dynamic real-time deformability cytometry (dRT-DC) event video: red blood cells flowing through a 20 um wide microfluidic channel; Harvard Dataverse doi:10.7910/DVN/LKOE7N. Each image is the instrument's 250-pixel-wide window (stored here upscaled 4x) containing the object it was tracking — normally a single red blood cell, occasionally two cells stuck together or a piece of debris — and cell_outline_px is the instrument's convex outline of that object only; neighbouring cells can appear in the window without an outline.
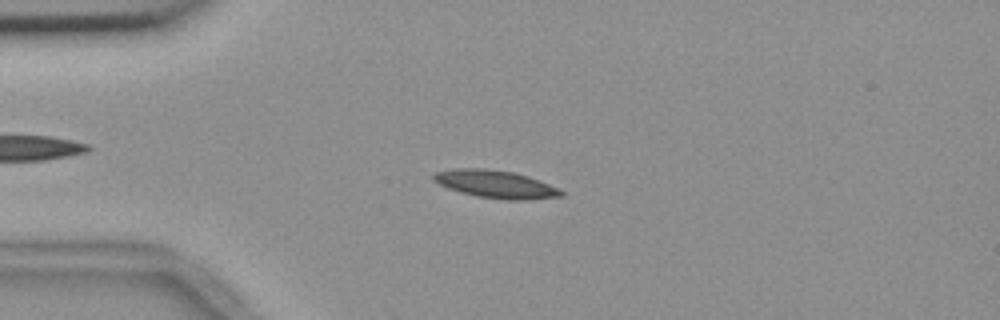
{"species": "common noctule bat (a hibernating species)", "species_latin": "Nyctalus noctula", "temperature_condition": "room temperature", "stored_images_in_passage": 55, "camera_frame_rate_fps": 3000, "um_per_image_px": 0.085, "animal": {"sex": "female", "body_mass_g": 18.4}, "frame": {"image": 1, "passage_image": 13, "time_ms": 4.0, "image_size_px": [1000, 320], "cell_outline_px": [[564, 196], [528, 200], [508, 200], [476, 196], [460, 192], [448, 188], [432, 180], [432, 176], [436, 172], [456, 168], [480, 168], [512, 172], [528, 176], [540, 180], [564, 192]], "centroid_in_image_um": [42.13, 15.66], "position_along_channel_um": 42.9, "area_um2": 20.52}}
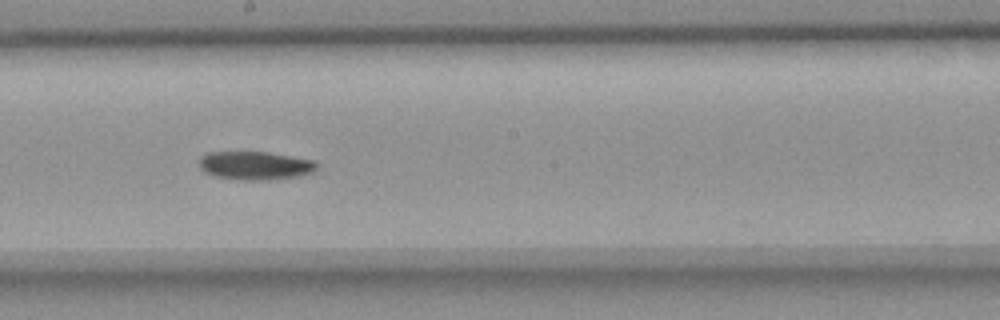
{"frame": {"image": 2, "passage_image": 30, "time_ms": 9.667, "image_size_px": [1000, 320], "cell_outline_px": [[320, 164], [312, 172], [296, 176], [272, 180], [240, 180], [216, 176], [204, 172], [200, 168], [200, 156], [208, 152], [268, 152], [316, 160]], "centroid_in_image_um": [21.71, 14.07], "position_along_channel_um": 226.5, "area_um2": 19.59}}
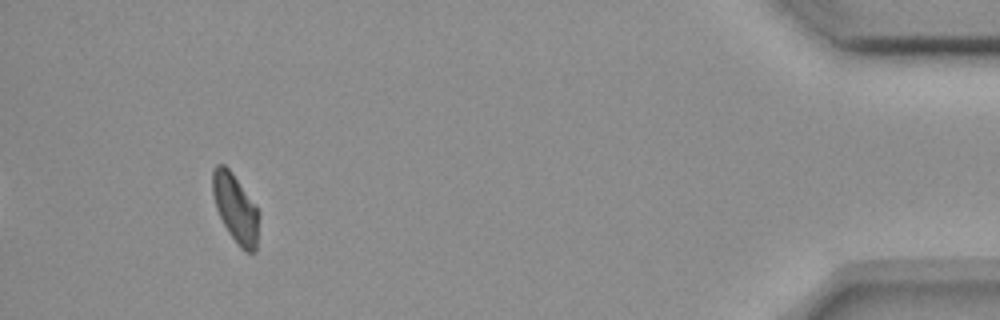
{"frame": {"image": 3, "passage_image": 51, "time_ms": 16.667, "image_size_px": [1000, 320], "cell_outline_px": [[260, 212], [256, 252], [244, 252], [240, 248], [228, 232], [216, 208], [212, 192], [212, 168], [216, 164], [224, 164], [232, 172]], "centroid_in_image_um": [20.02, 17.71], "position_along_channel_um": 415.2, "area_um2": 18.61}, "authors_computed_cell_mechanics": {"area_um2": 19.363, "velocity_mm_per_s": 3.6561, "shape_relaxation_time_tau1_ms": 5.0419, "shape_relaxation_time_tau2_ms": null, "deformation_change_tau1": 0.1182, "deformation_change_tau2": null}}